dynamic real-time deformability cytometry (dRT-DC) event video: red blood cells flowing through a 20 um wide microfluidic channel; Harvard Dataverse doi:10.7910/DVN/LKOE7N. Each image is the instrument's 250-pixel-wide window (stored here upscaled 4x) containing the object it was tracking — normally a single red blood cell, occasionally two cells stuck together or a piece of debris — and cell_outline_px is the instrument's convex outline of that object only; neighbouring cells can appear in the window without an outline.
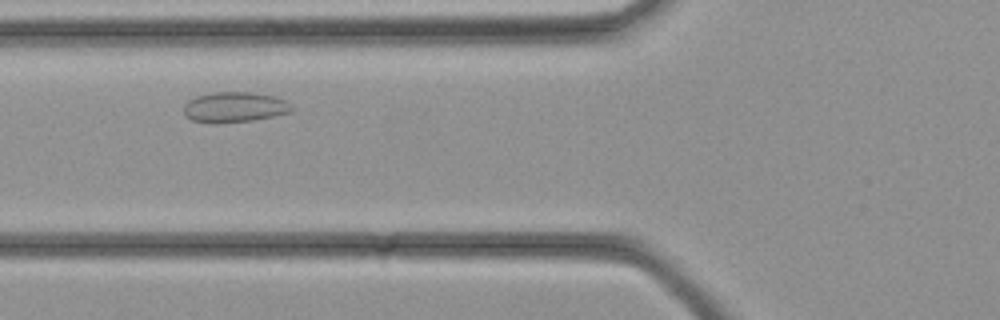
{"species": "common noctule bat (a hibernating species)", "species_latin": "Nyctalus noctula", "temperature_condition": "cold", "stored_images_in_passage": 27, "camera_frame_rate_fps": 3000, "um_per_image_px": 0.085, "animal": {"sex": "female", "body_mass_g": 21.9}, "frame": {"image": 1, "passage_image": 7, "time_ms": 2.0, "image_size_px": [1000, 320], "cell_outline_px": [[292, 112], [252, 120], [216, 124], [212, 124], [192, 120], [184, 116], [184, 104], [188, 100], [196, 96], [216, 92], [252, 92], [276, 96], [288, 100], [292, 104]], "centroid_in_image_um": [19.94, 9.11], "position_along_channel_um": 105.9, "area_um2": 19.42}}
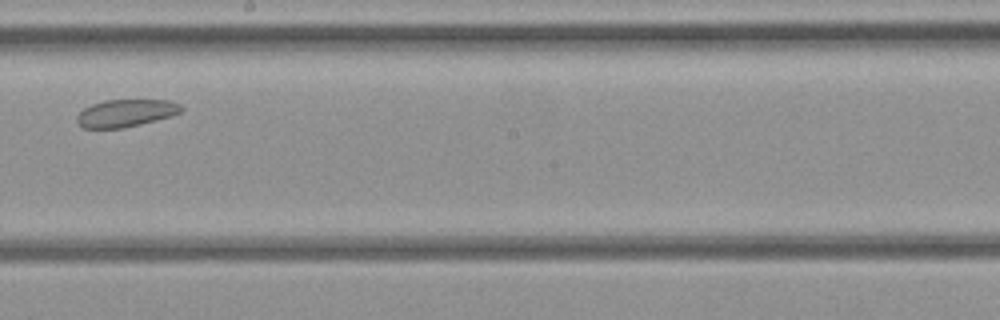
{"frame": {"image": 2, "passage_image": 14, "time_ms": 4.333, "image_size_px": [1000, 320], "cell_outline_px": [[184, 108], [180, 112], [172, 116], [124, 128], [84, 128], [76, 120], [76, 116], [84, 108], [92, 104], [104, 100], [168, 100], [180, 104]], "centroid_in_image_um": [10.7, 9.61], "position_along_channel_um": 237.5, "area_um2": 16.65}}
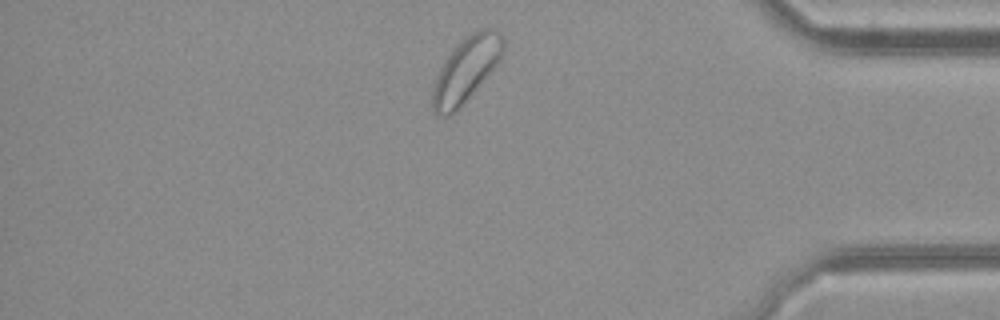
{"frame": {"image": 3, "passage_image": 24, "time_ms": 7.667, "image_size_px": [1000, 320], "cell_outline_px": [[504, 56], [460, 108], [448, 116], [440, 116], [432, 112], [432, 88], [440, 68], [448, 56], [472, 32], [480, 28], [496, 28], [504, 36]], "centroid_in_image_um": [39.65, 5.93], "position_along_channel_um": 395.6, "area_um2": 26.53}}